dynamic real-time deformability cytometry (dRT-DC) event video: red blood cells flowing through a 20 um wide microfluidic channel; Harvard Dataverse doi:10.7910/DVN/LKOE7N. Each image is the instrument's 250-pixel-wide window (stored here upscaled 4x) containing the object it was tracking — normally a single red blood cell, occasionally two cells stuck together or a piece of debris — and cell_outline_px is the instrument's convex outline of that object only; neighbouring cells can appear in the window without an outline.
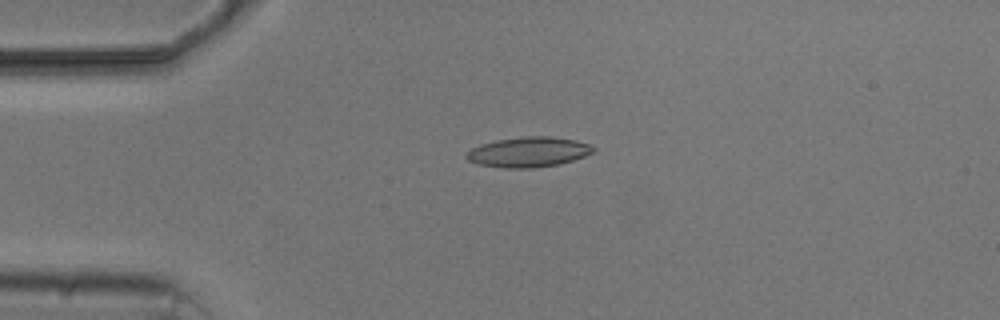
{"species": "common noctule bat (a hibernating species)", "species_latin": "Nyctalus noctula", "temperature_condition": "cold", "stored_images_in_passage": 1, "camera_frame_rate_fps": 3000, "um_per_image_px": 0.085, "animal": {"sex": "male", "body_mass_g": 20.5, "forearm_length_mm": 52.5}, "frame": {"image": 1, "passage_image": 1, "time_ms": 0.0, "image_size_px": [1000, 320], "cell_outline_px": [[596, 148], [592, 152], [584, 156], [572, 160], [556, 164], [532, 168], [508, 168], [480, 164], [468, 160], [464, 156], [472, 148], [480, 144], [496, 140], [524, 136], [552, 136], [576, 140], [588, 144]], "centroid_in_image_um": [44.91, 12.91], "position_along_channel_um": 40.1, "area_um2": 22.02}}